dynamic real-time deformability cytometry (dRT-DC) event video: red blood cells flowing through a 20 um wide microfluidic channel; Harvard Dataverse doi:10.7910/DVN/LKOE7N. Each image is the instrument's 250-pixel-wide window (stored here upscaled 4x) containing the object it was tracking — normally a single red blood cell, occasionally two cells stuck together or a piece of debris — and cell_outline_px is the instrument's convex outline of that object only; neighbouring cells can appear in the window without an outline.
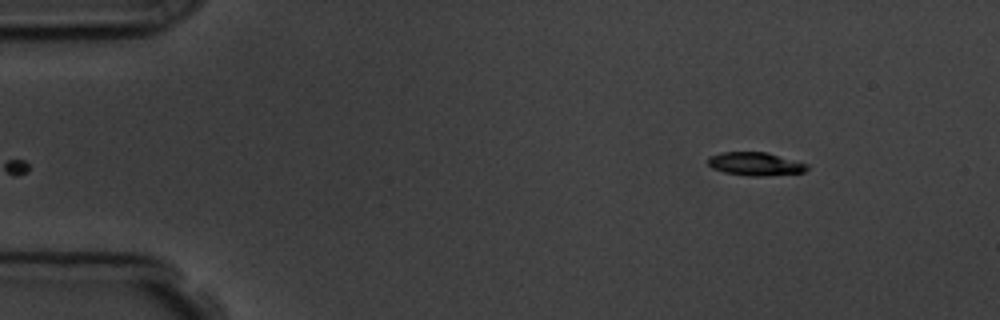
{"species": "common noctule bat (a hibernating species)", "species_latin": "Nyctalus noctula", "temperature_condition": "room temperature", "stored_images_in_passage": 50, "camera_frame_rate_fps": 3000, "um_per_image_px": 0.085, "animal": {"sex": "male", "body_mass_g": 19.5, "forearm_length_mm": 54.6}, "frame": {"image": 1, "passage_image": 1, "time_ms": 0.0, "image_size_px": [1000, 320], "cell_outline_px": [[808, 168], [804, 172], [768, 176], [748, 176], [724, 172], [712, 168], [708, 164], [708, 156], [720, 152], [768, 152], [808, 164]], "centroid_in_image_um": [64.19, 13.93], "position_along_channel_um": 20.8, "area_um2": 13.58}}
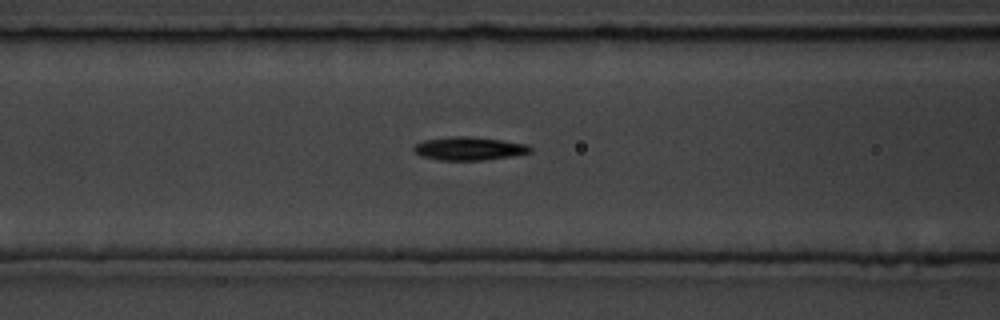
{"frame": {"image": 2, "passage_image": 17, "time_ms": 5.333, "image_size_px": [1000, 320], "cell_outline_px": [[532, 152], [512, 156], [484, 160], [440, 160], [420, 156], [412, 148], [416, 144], [424, 140], [452, 136], [472, 136], [528, 144], [532, 148]], "centroid_in_image_um": [39.88, 12.62], "position_along_channel_um": 126.7, "area_um2": 15.84}}
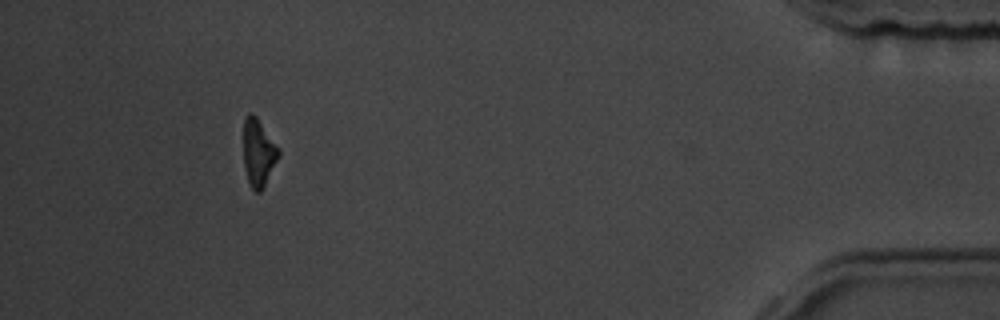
{"frame": {"image": 3, "passage_image": 46, "time_ms": 15.0, "image_size_px": [1000, 320], "cell_outline_px": [[280, 156], [260, 192], [256, 192], [252, 188], [248, 180], [244, 168], [244, 116], [248, 112], [252, 112], [256, 116], [280, 148]], "centroid_in_image_um": [21.97, 12.93], "position_along_channel_um": 413.2, "area_um2": 13.81}, "authors_computed_cell_mechanics": {"area_um2": 14.7679, "velocity_mm_per_s": 3.6195, "shape_relaxation_time_tau1_ms": 2.2689, "shape_relaxation_time_tau2_ms": 8.7185, "deformation_change_tau1": 0.1133, "deformation_change_tau2": 0.1964}}